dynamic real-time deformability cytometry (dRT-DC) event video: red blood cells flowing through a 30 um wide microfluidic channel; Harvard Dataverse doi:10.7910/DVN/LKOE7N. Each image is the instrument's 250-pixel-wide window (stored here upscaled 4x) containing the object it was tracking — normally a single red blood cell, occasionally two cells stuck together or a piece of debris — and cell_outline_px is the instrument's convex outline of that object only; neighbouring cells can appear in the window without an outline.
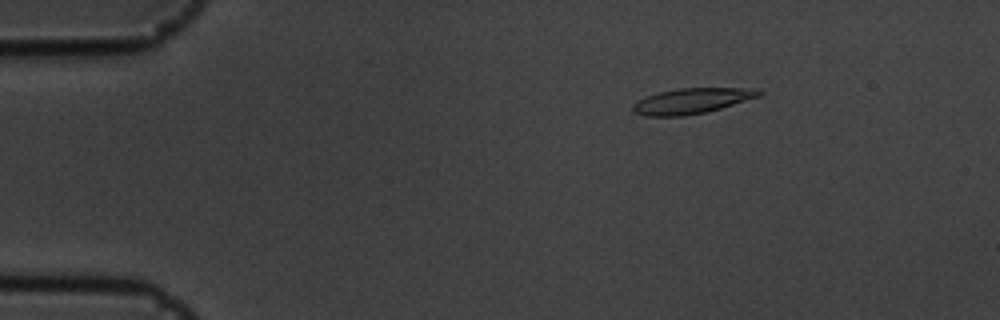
{"species": "common noctule bat (a hibernating species)", "species_latin": "Nyctalus noctula", "temperature_condition": "cold", "stored_images_in_passage": 50, "camera_frame_rate_fps": 3000, "um_per_image_px": 0.085, "animal": {"sex": "male", "body_mass_g": 19.5, "forearm_length_mm": 54.6}, "frame": {"image": 1, "passage_image": 2, "time_ms": 0.333, "image_size_px": [1000, 320], "cell_outline_px": [[764, 92], [760, 96], [720, 108], [704, 112], [684, 116], [644, 116], [632, 112], [632, 104], [648, 96], [660, 92], [680, 88], [760, 88]], "centroid_in_image_um": [58.82, 8.57], "position_along_channel_um": 26.2, "area_um2": 18.61}}
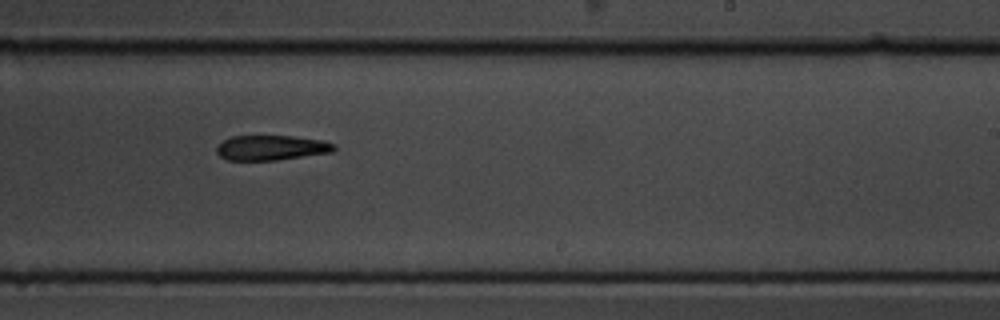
{"frame": {"image": 2, "passage_image": 28, "time_ms": 9.0, "image_size_px": [1000, 320], "cell_outline_px": [[336, 148], [332, 152], [276, 160], [228, 160], [220, 156], [216, 152], [216, 148], [224, 140], [232, 136], [292, 136], [324, 140], [336, 144]], "centroid_in_image_um": [23.09, 12.55], "position_along_channel_um": 265.9, "area_um2": 17.05}}
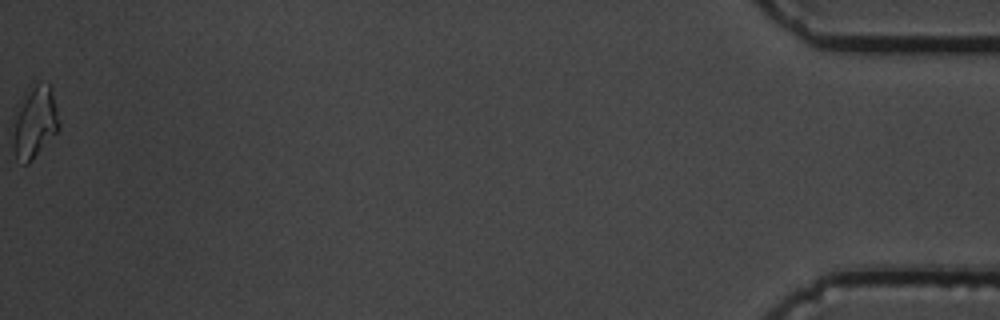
{"frame": {"image": 3, "passage_image": 50, "time_ms": 16.333, "image_size_px": [1000, 320], "cell_outline_px": [[60, 128], [28, 164], [24, 164], [16, 156], [12, 148], [12, 116], [16, 104], [36, 84], [48, 84], [56, 108], [60, 124]], "centroid_in_image_um": [2.88, 10.43], "position_along_channel_um": 432.3, "area_um2": 19.19}, "authors_computed_cell_mechanics": {"area_um2": 18.207, "velocity_mm_per_s": 3.5636, "shape_relaxation_time_tau1_ms": 4.339, "shape_relaxation_time_tau2_ms": null, "deformation_change_tau1": 0.172, "deformation_change_tau2": null}}